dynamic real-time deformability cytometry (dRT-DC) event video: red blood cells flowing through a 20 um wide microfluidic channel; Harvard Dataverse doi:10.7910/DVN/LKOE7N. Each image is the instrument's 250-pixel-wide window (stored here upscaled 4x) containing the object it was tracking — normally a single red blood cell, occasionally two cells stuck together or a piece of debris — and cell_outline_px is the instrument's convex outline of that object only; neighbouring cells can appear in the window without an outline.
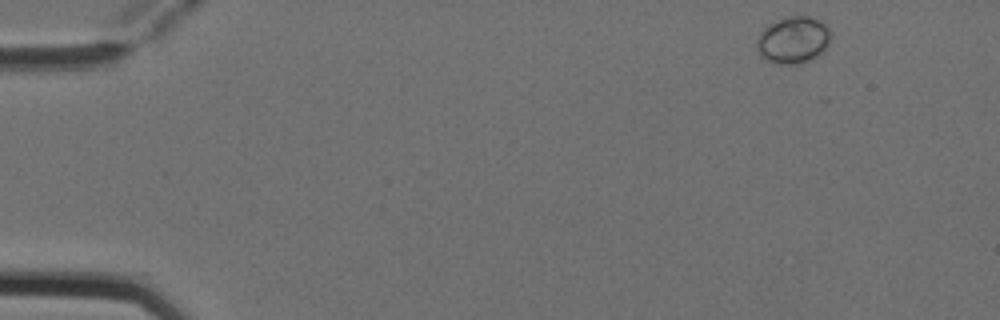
{"species": "Egyptian fruit bat (a non-hibernating species)", "species_latin": "Rousettus aegyptiacus", "temperature_condition": "cold", "stored_images_in_passage": 5, "camera_frame_rate_fps": 3000, "um_per_image_px": 0.085, "animal": {"sex": "female"}, "frame": {"image": 1, "passage_image": 1, "time_ms": 0.0, "image_size_px": [1000, 320], "cell_outline_px": [[832, 36], [828, 44], [812, 60], [800, 64], [772, 64], [764, 60], [760, 56], [756, 48], [756, 40], [760, 32], [768, 24], [776, 20], [788, 16], [808, 16], [820, 20], [828, 28]], "centroid_in_image_um": [67.38, 3.41], "position_along_channel_um": 17.6, "area_um2": 20.58}}